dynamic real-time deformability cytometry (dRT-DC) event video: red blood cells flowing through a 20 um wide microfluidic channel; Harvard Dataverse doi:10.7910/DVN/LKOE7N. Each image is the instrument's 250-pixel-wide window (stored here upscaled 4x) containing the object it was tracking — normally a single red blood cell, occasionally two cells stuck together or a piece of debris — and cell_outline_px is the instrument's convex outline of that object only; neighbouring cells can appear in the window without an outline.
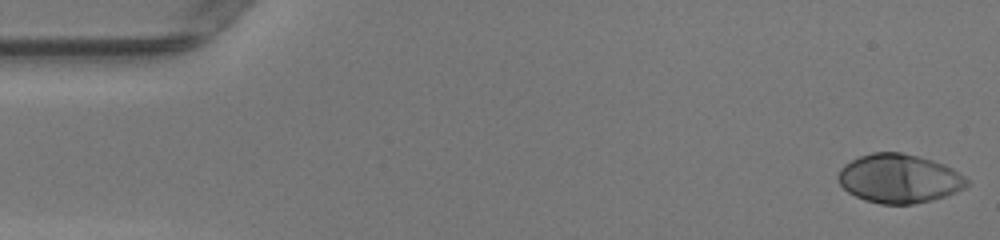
{"species": "human", "species_latin": "Homo sapiens", "temperature_condition": "warm", "stored_images_in_passage": 40, "camera_frame_rate_fps": 3000, "um_per_image_px": 0.085, "donor": {"sex": "female"}, "frame": {"image": 1, "passage_image": 1, "time_ms": 0.0, "image_size_px": [1000, 240], "cell_outline_px": [[968, 184], [964, 188], [956, 192], [932, 200], [912, 204], [880, 204], [864, 200], [848, 192], [840, 184], [836, 176], [840, 168], [844, 164], [860, 156], [872, 152], [900, 152], [932, 160], [944, 164], [952, 168], [964, 176], [968, 180]], "centroid_in_image_um": [76.4, 15.18], "position_along_channel_um": 8.6, "area_um2": 36.65}}
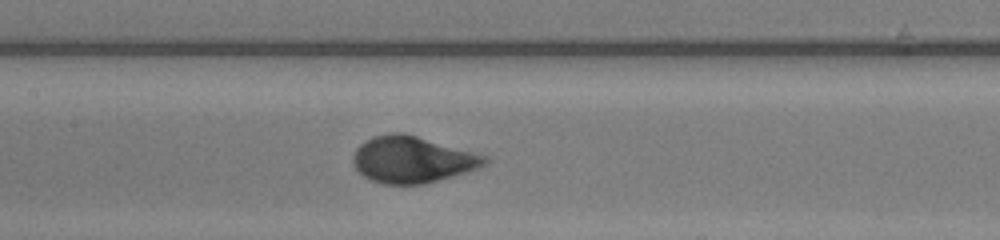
{"frame": {"image": 2, "passage_image": 23, "time_ms": 7.333, "image_size_px": [1000, 240], "cell_outline_px": [[492, 160], [488, 164], [480, 168], [468, 172], [424, 184], [380, 184], [368, 180], [352, 164], [352, 156], [356, 148], [364, 140], [372, 136], [388, 132], [404, 132], [488, 156]], "centroid_in_image_um": [35.05, 13.56], "position_along_channel_um": 172.3, "area_um2": 36.36}}
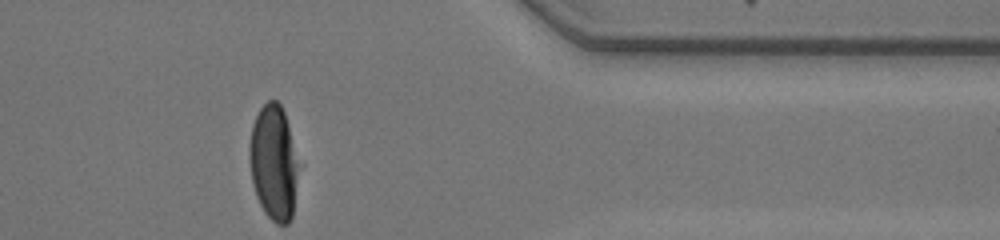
{"frame": {"image": 3, "passage_image": 40, "time_ms": 13.0, "image_size_px": [1000, 240], "cell_outline_px": [[296, 164], [292, 216], [288, 224], [276, 224], [264, 212], [256, 196], [252, 184], [248, 156], [248, 148], [252, 124], [260, 108], [268, 100], [276, 100], [280, 104], [284, 112], [288, 124]], "centroid_in_image_um": [23.18, 13.81], "position_along_channel_um": 388.2, "area_um2": 32.14}, "authors_computed_cell_mechanics": {"area_um2": 35.9227, "velocity_mm_per_s": 4.1824, "shape_relaxation_time_tau1_ms": 3.3602, "shape_relaxation_time_tau2_ms": null, "deformation_change_tau1": 0.2311, "deformation_change_tau2": null}}